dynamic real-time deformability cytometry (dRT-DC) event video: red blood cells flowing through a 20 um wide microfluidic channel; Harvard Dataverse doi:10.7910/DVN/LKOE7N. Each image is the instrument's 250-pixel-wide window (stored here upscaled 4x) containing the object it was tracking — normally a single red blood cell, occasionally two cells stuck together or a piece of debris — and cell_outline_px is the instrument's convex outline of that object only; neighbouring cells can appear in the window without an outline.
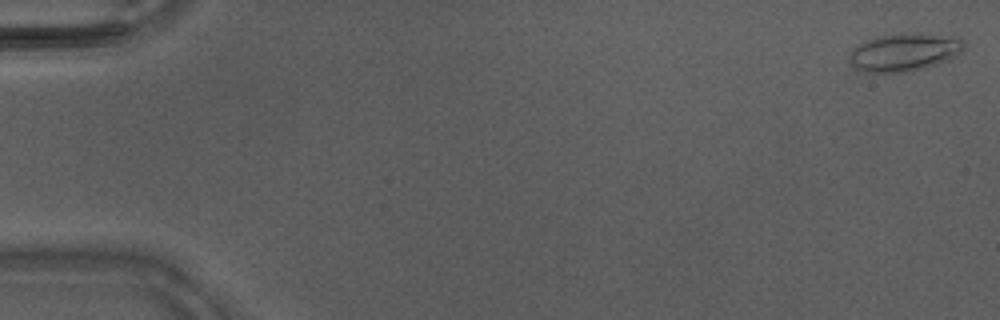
{"species": "Egyptian fruit bat (a non-hibernating species)", "species_latin": "Rousettus aegyptiacus", "temperature_condition": "warm", "stored_images_in_passage": 42, "camera_frame_rate_fps": 3000, "um_per_image_px": 0.085, "animal": {"sex": "male"}, "frame": {"image": 1, "passage_image": 1, "time_ms": 0.0, "image_size_px": [1000, 320], "cell_outline_px": [[964, 48], [960, 52], [936, 64], [920, 68], [900, 72], [864, 72], [856, 68], [848, 60], [848, 56], [852, 48], [876, 36], [900, 32], [920, 32], [960, 36], [964, 40]], "centroid_in_image_um": [76.86, 4.38], "position_along_channel_um": 8.1, "area_um2": 25.49}}
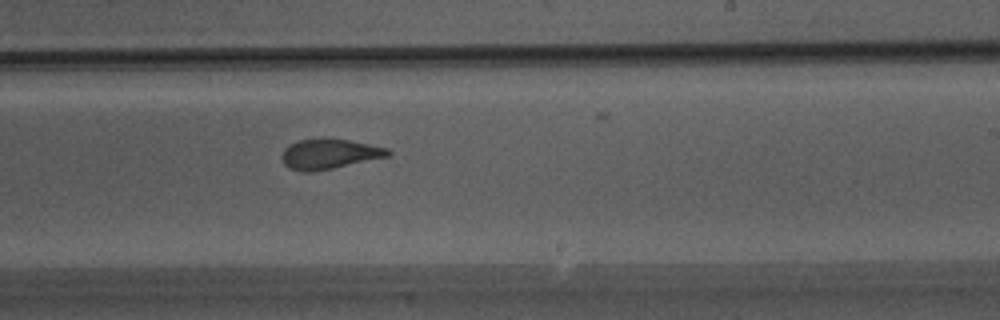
{"frame": {"image": 2, "passage_image": 28, "time_ms": 9.0, "image_size_px": [1000, 320], "cell_outline_px": [[392, 152], [388, 156], [332, 168], [312, 172], [300, 172], [288, 168], [284, 164], [284, 148], [296, 140], [332, 136], [388, 148]], "centroid_in_image_um": [27.98, 13.05], "position_along_channel_um": 261.0, "area_um2": 18.84}}
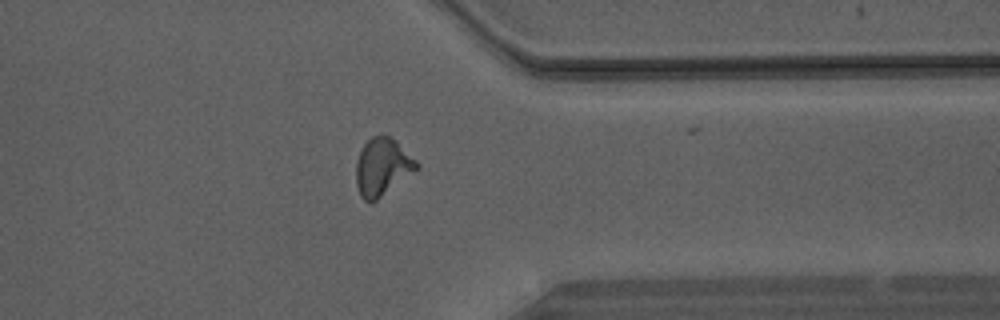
{"frame": {"image": 3, "passage_image": 36, "time_ms": 11.667, "image_size_px": [1000, 320], "cell_outline_px": [[420, 168], [376, 200], [364, 200], [360, 196], [356, 184], [356, 164], [360, 152], [364, 144], [372, 136], [388, 136], [416, 160], [420, 164]], "centroid_in_image_um": [32.5, 14.21], "position_along_channel_um": 378.9, "area_um2": 19.77}}